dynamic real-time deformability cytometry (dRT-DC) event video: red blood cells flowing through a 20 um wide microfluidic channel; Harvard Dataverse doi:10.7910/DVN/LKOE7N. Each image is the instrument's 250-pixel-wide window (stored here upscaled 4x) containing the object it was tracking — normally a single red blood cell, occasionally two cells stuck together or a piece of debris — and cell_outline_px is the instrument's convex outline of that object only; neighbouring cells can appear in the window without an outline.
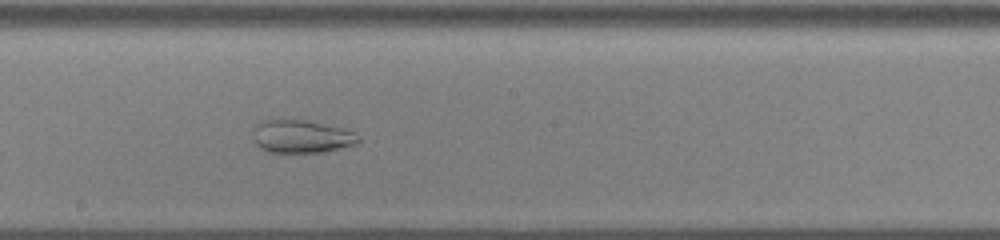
{"species": "common noctule bat (a hibernating species)", "species_latin": "Nyctalus noctula", "temperature_condition": "cold", "stored_images_in_passage": 54, "camera_frame_rate_fps": 3000, "um_per_image_px": 0.085, "animal": {"sex": "male", "body_mass_g": 13.0, "forearm_length_mm": 53.1}, "frame": {"image": 1, "passage_image": 30, "time_ms": 9.667, "image_size_px": [1000, 240], "cell_outline_px": [[360, 140], [356, 144], [320, 152], [268, 152], [260, 148], [256, 144], [252, 128], [256, 124], [264, 120], [304, 120], [356, 132]], "centroid_in_image_um": [25.58, 11.6], "position_along_channel_um": 222.6, "area_um2": 19.88}}
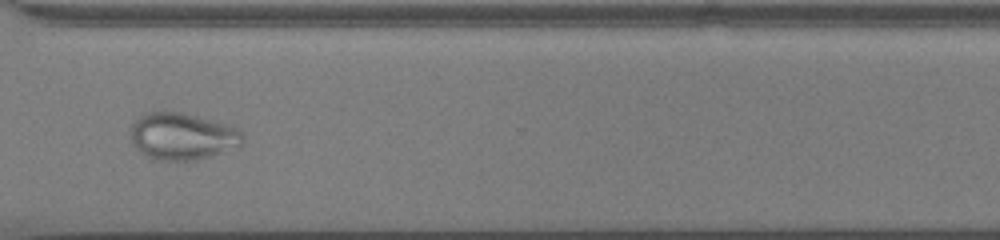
{"frame": {"image": 2, "passage_image": 41, "time_ms": 13.333, "image_size_px": [1000, 240], "cell_outline_px": [[244, 140], [240, 144], [212, 156], [196, 160], [160, 160], [148, 156], [140, 152], [132, 144], [128, 128], [144, 112], [184, 112], [232, 124], [240, 128], [244, 136]], "centroid_in_image_um": [15.5, 11.56], "position_along_channel_um": 355.1, "area_um2": 31.15}}
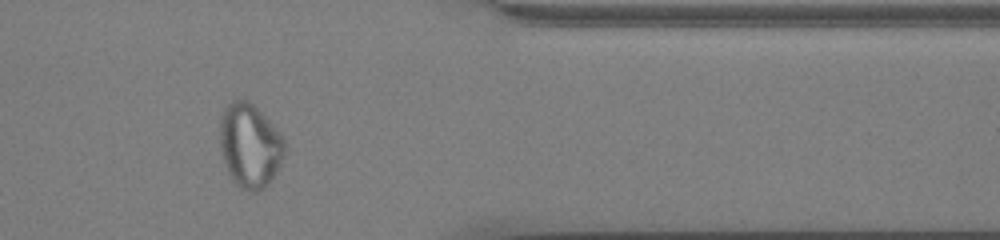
{"frame": {"image": 3, "passage_image": 45, "time_ms": 14.667, "image_size_px": [1000, 240], "cell_outline_px": [[288, 148], [276, 172], [268, 184], [264, 188], [256, 192], [252, 192], [240, 188], [232, 180], [224, 164], [220, 148], [220, 116], [224, 108], [232, 100], [248, 100], [280, 132]], "centroid_in_image_um": [21.24, 12.39], "position_along_channel_um": 390.2, "area_um2": 31.91}}